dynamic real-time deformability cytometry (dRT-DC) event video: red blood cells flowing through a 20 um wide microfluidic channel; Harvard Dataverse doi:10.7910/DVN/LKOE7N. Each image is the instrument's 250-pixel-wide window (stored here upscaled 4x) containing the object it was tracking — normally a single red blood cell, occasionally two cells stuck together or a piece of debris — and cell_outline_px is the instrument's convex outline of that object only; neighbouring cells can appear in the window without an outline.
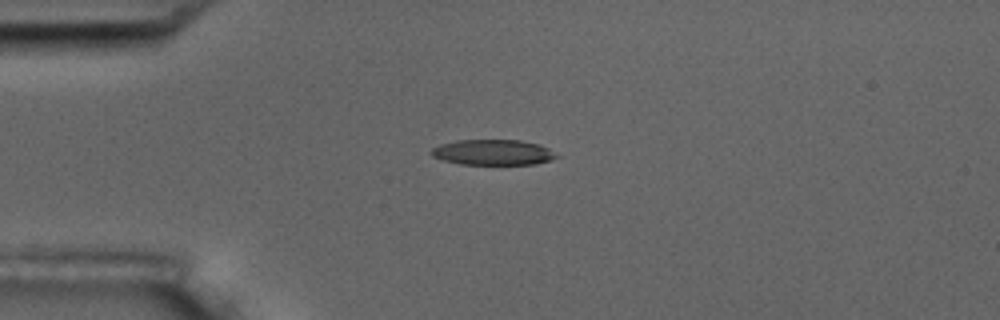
{"species": "common noctule bat (a hibernating species)", "species_latin": "Nyctalus noctula", "temperature_condition": "room temperature", "stored_images_in_passage": 4, "camera_frame_rate_fps": 3000, "um_per_image_px": 0.085, "animal": {"sex": "male", "body_mass_g": 17.5, "forearm_length_mm": 52.3}, "frame": {"image": 1, "passage_image": 3, "time_ms": 3.333, "image_size_px": [1000, 320], "cell_outline_px": [[560, 156], [552, 160], [536, 164], [460, 164], [444, 160], [432, 156], [428, 152], [432, 148], [440, 144], [456, 140], [520, 140], [540, 144], [548, 148]], "centroid_in_image_um": [41.91, 12.94], "position_along_channel_um": 43.1, "area_um2": 18.73}}